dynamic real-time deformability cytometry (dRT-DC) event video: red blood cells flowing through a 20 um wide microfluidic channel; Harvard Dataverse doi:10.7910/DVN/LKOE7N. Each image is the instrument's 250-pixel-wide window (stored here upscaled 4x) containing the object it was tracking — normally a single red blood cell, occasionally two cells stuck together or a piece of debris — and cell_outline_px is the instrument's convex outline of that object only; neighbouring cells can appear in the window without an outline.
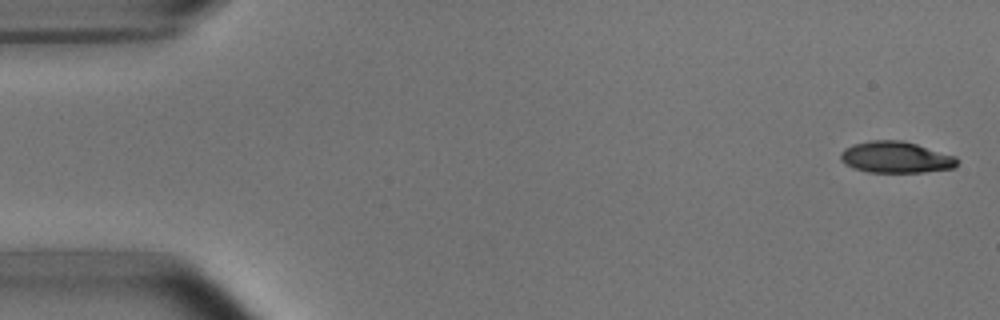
{"species": "common noctule bat (a hibernating species)", "species_latin": "Nyctalus noctula", "temperature_condition": "room temperature", "stored_images_in_passage": 7, "camera_frame_rate_fps": 3000, "um_per_image_px": 0.085, "animal": {"sex": "male", "body_mass_g": 15.6}, "frame": {"image": 1, "passage_image": 1, "time_ms": 0.0, "image_size_px": [1000, 320], "cell_outline_px": [[960, 160], [956, 168], [924, 172], [868, 172], [852, 168], [844, 164], [840, 160], [840, 152], [844, 148], [852, 144], [872, 140], [900, 140], [916, 144], [956, 156]], "centroid_in_image_um": [76.14, 13.37], "position_along_channel_um": 8.9, "area_um2": 21.62}}
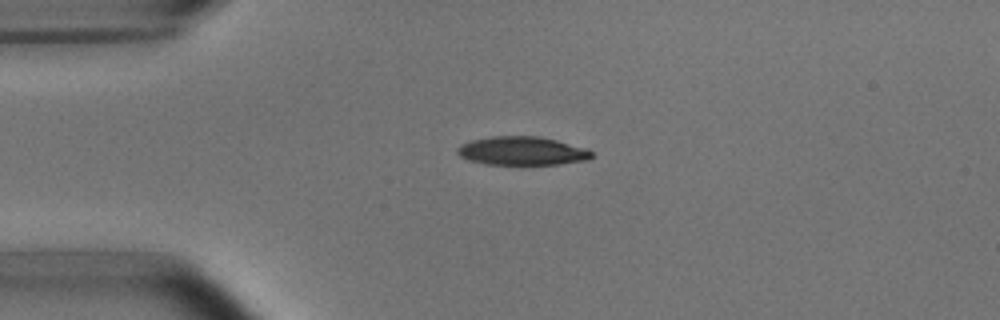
{"frame": {"image": 2, "passage_image": 4, "time_ms": 3.667, "image_size_px": [1000, 320], "cell_outline_px": [[596, 156], [588, 160], [560, 164], [484, 164], [468, 160], [460, 156], [456, 152], [456, 148], [460, 144], [472, 140], [492, 136], [540, 136], [588, 148]], "centroid_in_image_um": [44.4, 12.82], "position_along_channel_um": 40.6, "area_um2": 22.6}}
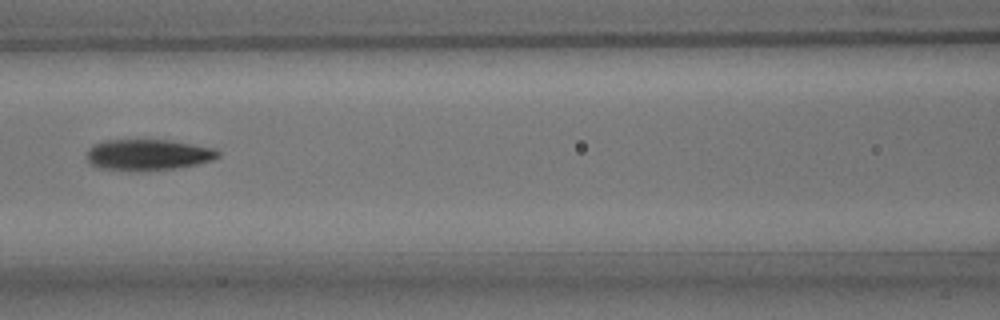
{"frame": {"image": 3, "passage_image": 7, "time_ms": 7.333, "image_size_px": [1000, 320], "cell_outline_px": [[220, 156], [212, 160], [196, 164], [172, 168], [140, 172], [100, 168], [88, 164], [88, 148], [92, 144], [104, 140], [168, 140], [216, 148], [220, 152]], "centroid_in_image_um": [12.55, 13.16], "position_along_channel_um": 154.0, "area_um2": 23.93}}